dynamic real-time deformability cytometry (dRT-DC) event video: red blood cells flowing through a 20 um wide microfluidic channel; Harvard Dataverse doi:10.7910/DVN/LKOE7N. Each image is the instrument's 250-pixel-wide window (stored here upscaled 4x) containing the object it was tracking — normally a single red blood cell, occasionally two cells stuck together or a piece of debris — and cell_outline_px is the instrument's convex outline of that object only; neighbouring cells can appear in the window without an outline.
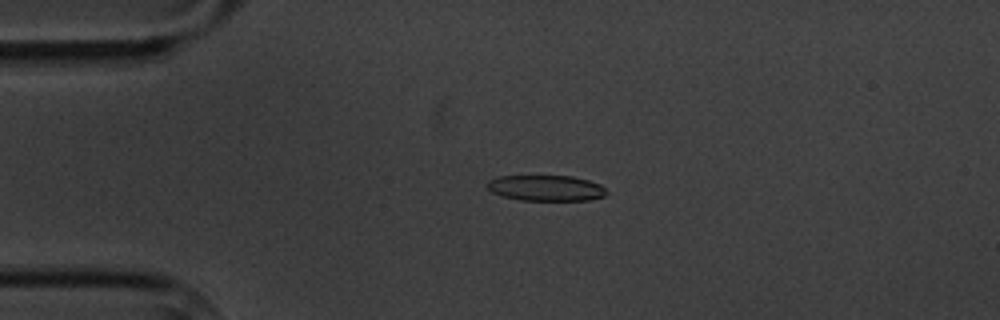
{"species": "common noctule bat (a hibernating species)", "species_latin": "Nyctalus noctula", "temperature_condition": "cold", "stored_images_in_passage": 4, "camera_frame_rate_fps": 3000, "um_per_image_px": 0.085, "animal": {"sex": "male", "body_mass_g": 20.1, "forearm_length_mm": 53.5}, "frame": {"image": 1, "passage_image": 3, "time_ms": 2.333, "image_size_px": [1000, 320], "cell_outline_px": [[608, 192], [604, 196], [588, 200], [520, 200], [500, 196], [492, 192], [488, 188], [488, 180], [500, 176], [572, 176], [588, 180], [600, 184]], "centroid_in_image_um": [46.41, 15.98], "position_along_channel_um": 38.6, "area_um2": 17.86}}